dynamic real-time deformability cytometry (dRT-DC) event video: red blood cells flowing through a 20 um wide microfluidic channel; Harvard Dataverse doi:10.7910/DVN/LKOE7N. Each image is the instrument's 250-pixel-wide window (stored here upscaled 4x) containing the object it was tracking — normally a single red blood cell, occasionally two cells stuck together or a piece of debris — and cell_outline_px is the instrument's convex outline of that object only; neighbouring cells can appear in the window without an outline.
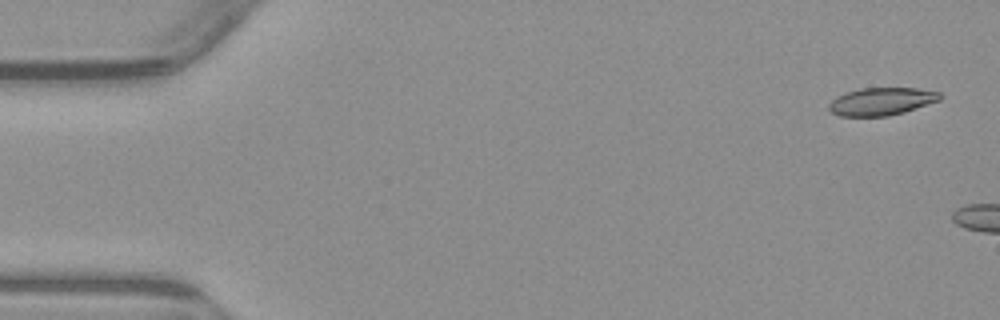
{"species": "common noctule bat (a hibernating species)", "species_latin": "Nyctalus noctula", "temperature_condition": "warm", "stored_images_in_passage": 6, "camera_frame_rate_fps": 3000, "um_per_image_px": 0.085, "animal": {"sex": "male", "body_mass_g": 23.1, "forearm_length_mm": 52.7}, "frame": {"image": 1, "passage_image": 1, "time_ms": 0.0, "image_size_px": [1000, 320], "cell_outline_px": [[944, 96], [940, 100], [904, 112], [888, 116], [840, 116], [832, 112], [828, 108], [828, 104], [836, 96], [844, 92], [860, 88], [920, 88], [940, 92]], "centroid_in_image_um": [74.93, 8.61], "position_along_channel_um": 10.1, "area_um2": 18.09}}